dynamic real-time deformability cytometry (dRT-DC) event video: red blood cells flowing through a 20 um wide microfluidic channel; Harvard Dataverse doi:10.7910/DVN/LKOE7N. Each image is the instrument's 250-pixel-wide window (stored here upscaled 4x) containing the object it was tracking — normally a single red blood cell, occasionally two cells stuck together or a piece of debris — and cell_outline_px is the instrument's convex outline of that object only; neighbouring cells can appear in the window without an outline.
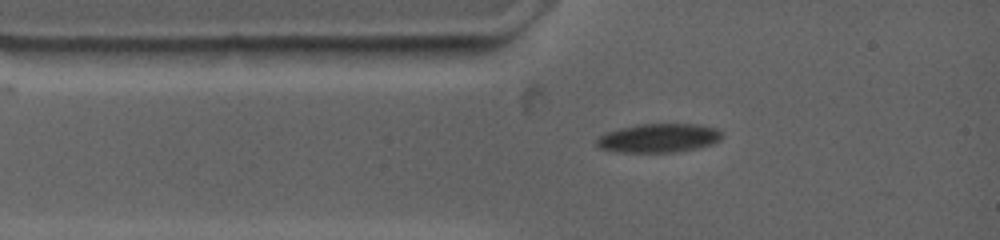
{"species": "common noctule bat (a hibernating species)", "species_latin": "Nyctalus noctula", "temperature_condition": "warm", "stored_images_in_passage": 6, "camera_frame_rate_fps": 4500, "um_per_image_px": 0.085, "animal": {"sex": "female", "body_mass_g": 19.0, "forearm_length_mm": 53.3}, "frame": {"image": 1, "passage_image": 1, "time_ms": 0.0, "image_size_px": [1000, 240], "cell_outline_px": [[724, 136], [720, 140], [712, 144], [696, 148], [676, 152], [620, 152], [600, 148], [596, 144], [596, 140], [604, 132], [636, 124], [700, 124], [716, 128], [724, 132]], "centroid_in_image_um": [56.02, 11.72], "position_along_channel_um": 29.0, "area_um2": 21.27}}
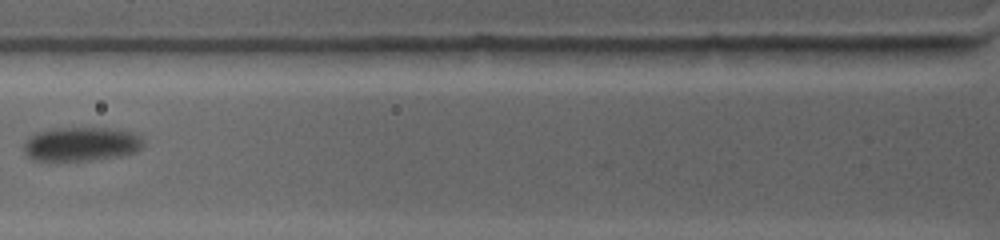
{"frame": {"image": 2, "passage_image": 4, "time_ms": 2.667, "image_size_px": [1000, 240], "cell_outline_px": [[144, 144], [136, 152], [116, 156], [88, 160], [36, 160], [28, 156], [24, 152], [24, 144], [28, 136], [36, 132], [56, 128], [112, 128], [132, 132], [140, 136]], "centroid_in_image_um": [6.89, 12.23], "position_along_channel_um": 118.9, "area_um2": 23.52}}
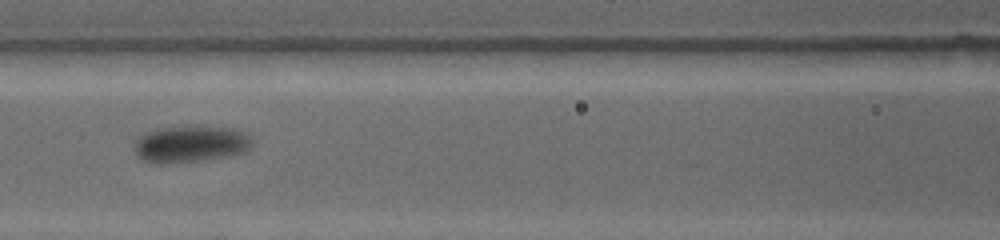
{"frame": {"image": 3, "passage_image": 5, "time_ms": 3.556, "image_size_px": [1000, 240], "cell_outline_px": [[252, 144], [244, 152], [228, 156], [196, 160], [160, 164], [156, 164], [140, 160], [136, 152], [136, 136], [156, 128], [232, 128], [248, 132]], "centroid_in_image_um": [16.16, 12.26], "position_along_channel_um": 150.4, "area_um2": 24.62}}